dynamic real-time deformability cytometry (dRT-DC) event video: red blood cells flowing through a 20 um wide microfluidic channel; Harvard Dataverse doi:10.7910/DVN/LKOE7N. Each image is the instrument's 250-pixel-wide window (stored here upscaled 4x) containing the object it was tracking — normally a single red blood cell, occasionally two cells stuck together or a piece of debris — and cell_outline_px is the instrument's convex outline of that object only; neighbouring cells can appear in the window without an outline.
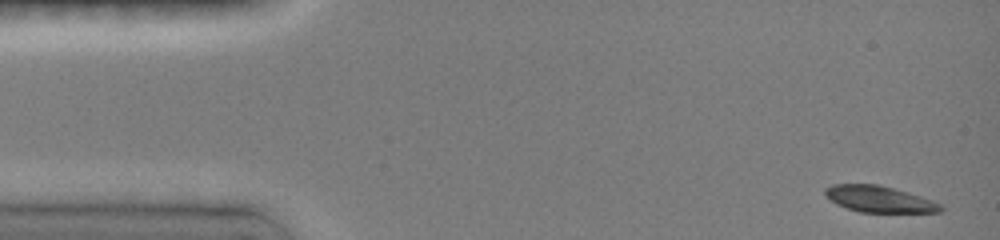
{"species": "common noctule bat (a hibernating species)", "species_latin": "Nyctalus noctula", "temperature_condition": "room temperature", "stored_images_in_passage": 12, "camera_frame_rate_fps": 3000, "um_per_image_px": 0.085, "animal": {"sex": "female", "body_mass_g": 19.0, "forearm_length_mm": 51.5}, "frame": {"image": 1, "passage_image": 1, "time_ms": 0.0, "image_size_px": [1000, 240], "cell_outline_px": [[944, 208], [940, 212], [860, 212], [836, 204], [824, 196], [824, 188], [832, 184], [880, 184], [920, 196], [932, 200], [940, 204]], "centroid_in_image_um": [74.69, 16.91], "position_along_channel_um": 10.3, "area_um2": 17.74}}
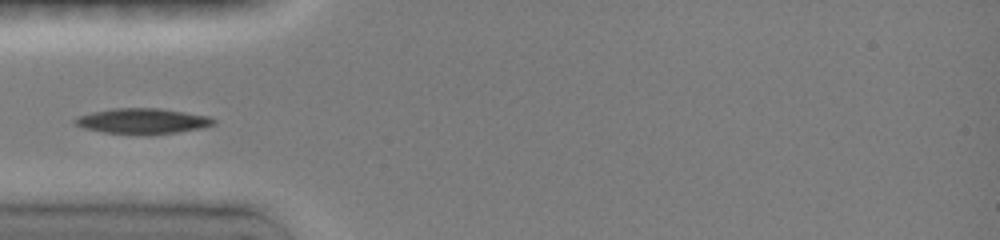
{"frame": {"image": 2, "passage_image": 10, "time_ms": 4.333, "image_size_px": [1000, 240], "cell_outline_px": [[216, 124], [204, 128], [148, 136], [104, 132], [84, 128], [72, 124], [72, 120], [76, 116], [92, 112], [112, 108], [160, 108], [208, 116], [216, 120]], "centroid_in_image_um": [12.09, 10.3], "position_along_channel_um": 72.9, "area_um2": 21.04}}
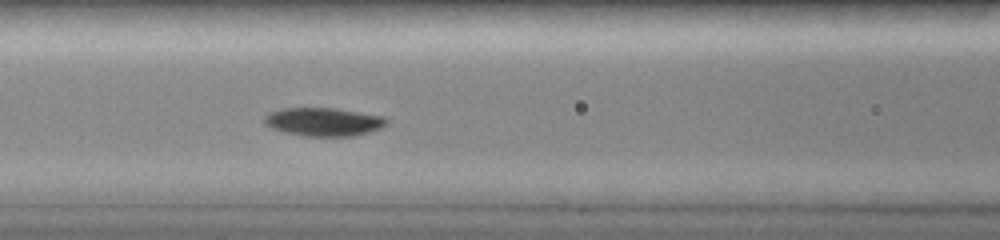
{"frame": {"image": 3, "passage_image": 12, "time_ms": 6.0, "image_size_px": [1000, 240], "cell_outline_px": [[388, 124], [380, 128], [356, 136], [304, 136], [284, 132], [272, 128], [264, 124], [264, 116], [268, 112], [280, 108], [332, 108], [384, 116], [388, 120]], "centroid_in_image_um": [27.48, 10.35], "position_along_channel_um": 139.1, "area_um2": 20.29}}